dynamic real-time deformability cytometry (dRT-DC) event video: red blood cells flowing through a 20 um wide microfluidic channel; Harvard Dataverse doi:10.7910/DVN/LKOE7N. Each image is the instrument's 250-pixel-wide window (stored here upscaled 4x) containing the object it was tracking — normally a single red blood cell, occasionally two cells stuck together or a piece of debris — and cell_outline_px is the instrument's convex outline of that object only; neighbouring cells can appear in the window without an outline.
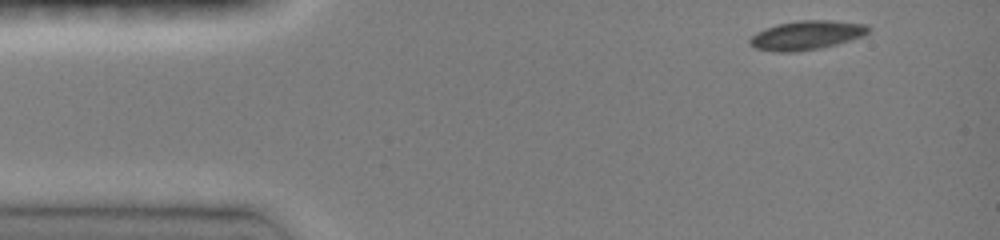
{"species": "common noctule bat (a hibernating species)", "species_latin": "Nyctalus noctula", "temperature_condition": "room temperature", "stored_images_in_passage": 39, "camera_frame_rate_fps": 3000, "um_per_image_px": 0.085, "animal": {"sex": "female", "body_mass_g": 19.0, "forearm_length_mm": 51.5}, "frame": {"image": 1, "passage_image": 1, "time_ms": 0.0, "image_size_px": [1000, 240], "cell_outline_px": [[872, 28], [864, 36], [836, 44], [820, 48], [796, 52], [772, 52], [756, 48], [748, 44], [748, 40], [756, 32], [764, 28], [776, 24], [800, 20], [832, 20], [868, 24]], "centroid_in_image_um": [68.55, 2.99], "position_along_channel_um": 16.4, "area_um2": 20.4}}
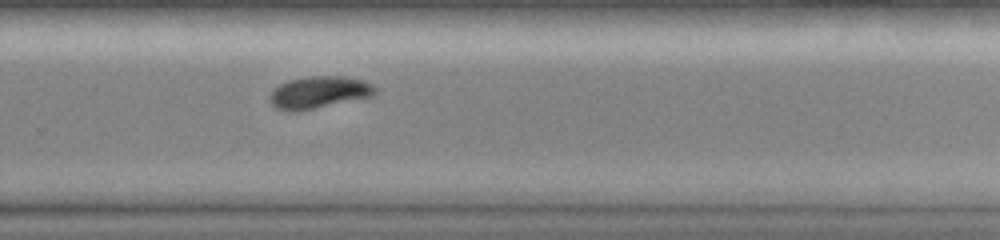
{"frame": {"image": 2, "passage_image": 28, "time_ms": 9.0, "image_size_px": [1000, 240], "cell_outline_px": [[376, 92], [372, 96], [296, 112], [276, 108], [268, 100], [268, 96], [280, 84], [288, 80], [308, 76], [340, 76], [364, 80], [372, 84], [376, 88]], "centroid_in_image_um": [27.1, 7.84], "position_along_channel_um": 302.7, "area_um2": 19.59}}
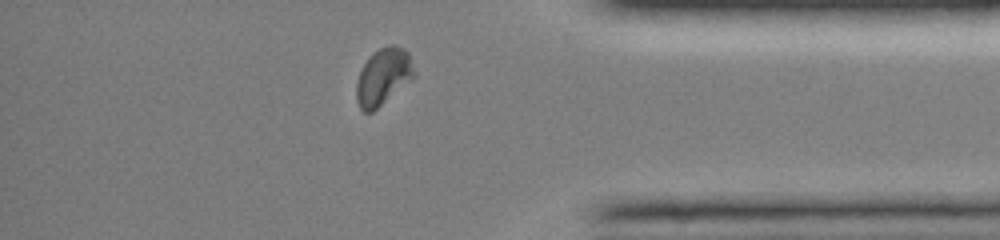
{"frame": {"image": 3, "passage_image": 36, "time_ms": 11.667, "image_size_px": [1000, 240], "cell_outline_px": [[412, 76], [372, 112], [364, 112], [360, 108], [356, 100], [356, 84], [360, 72], [368, 56], [380, 48], [388, 44], [396, 44], [408, 52], [412, 68]], "centroid_in_image_um": [32.5, 6.48], "position_along_channel_um": 402.7, "area_um2": 18.26}, "authors_computed_cell_mechanics": {"area_um2": 19.9988, "velocity_mm_per_s": 4.0989, "shape_relaxation_time_tau1_ms": 2.6621, "shape_relaxation_time_tau2_ms": 8.8466, "deformation_change_tau1": 0.143, "deformation_change_tau2": 0.1065}}